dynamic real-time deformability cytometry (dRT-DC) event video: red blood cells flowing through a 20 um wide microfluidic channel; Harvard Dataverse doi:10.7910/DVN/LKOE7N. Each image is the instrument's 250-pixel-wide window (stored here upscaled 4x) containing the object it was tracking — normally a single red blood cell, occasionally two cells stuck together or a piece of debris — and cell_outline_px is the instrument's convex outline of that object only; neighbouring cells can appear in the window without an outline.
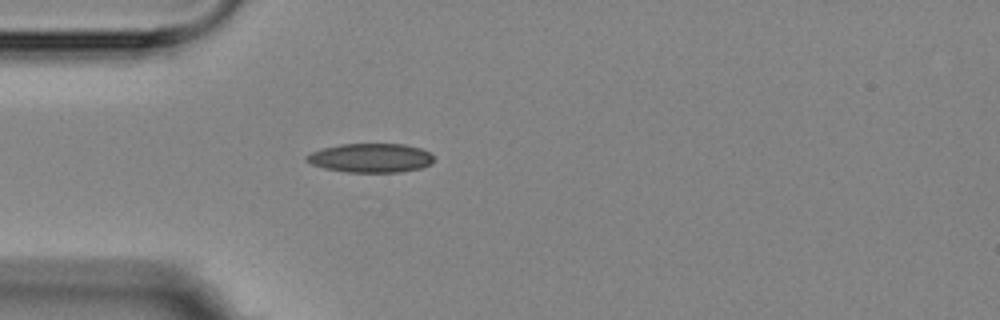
{"species": "Egyptian fruit bat (a non-hibernating species)", "species_latin": "Rousettus aegyptiacus", "temperature_condition": "room temperature", "stored_images_in_passage": 1, "camera_frame_rate_fps": 3000, "um_per_image_px": 0.085, "animal": {"sex": "female"}, "frame": {"image": 1, "passage_image": 1, "time_ms": 0.0, "image_size_px": [1000, 320], "cell_outline_px": [[432, 164], [420, 168], [400, 172], [348, 172], [324, 168], [312, 164], [304, 160], [304, 156], [312, 152], [324, 148], [340, 144], [404, 144], [420, 148], [428, 152], [432, 156]], "centroid_in_image_um": [31.49, 13.42], "position_along_channel_um": 53.5, "area_um2": 21.44}}